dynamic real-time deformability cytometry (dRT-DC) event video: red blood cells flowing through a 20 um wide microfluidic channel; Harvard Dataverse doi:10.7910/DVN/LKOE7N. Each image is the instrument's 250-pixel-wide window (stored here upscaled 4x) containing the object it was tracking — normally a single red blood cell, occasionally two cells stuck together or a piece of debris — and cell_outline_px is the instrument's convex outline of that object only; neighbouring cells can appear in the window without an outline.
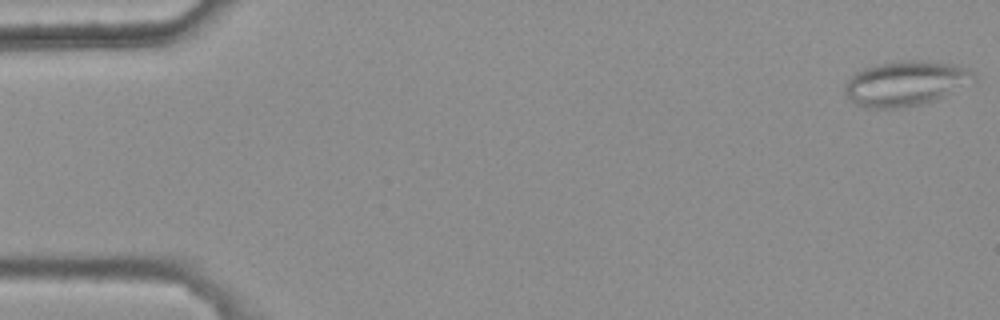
{"species": "common noctule bat (a hibernating species)", "species_latin": "Nyctalus noctula", "temperature_condition": "warm", "stored_images_in_passage": 5, "camera_frame_rate_fps": 3000, "um_per_image_px": 0.085, "animal": {"sex": "female", "body_mass_g": 25.1}, "frame": {"image": 1, "passage_image": 1, "time_ms": 0.0, "image_size_px": [1000, 320], "cell_outline_px": [[976, 80], [932, 100], [920, 104], [900, 108], [864, 108], [856, 104], [844, 92], [844, 84], [856, 72], [864, 68], [880, 64], [900, 60], [920, 60], [956, 64], [968, 68], [976, 76]], "centroid_in_image_um": [76.95, 7.07], "position_along_channel_um": 8.0, "area_um2": 33.41}}